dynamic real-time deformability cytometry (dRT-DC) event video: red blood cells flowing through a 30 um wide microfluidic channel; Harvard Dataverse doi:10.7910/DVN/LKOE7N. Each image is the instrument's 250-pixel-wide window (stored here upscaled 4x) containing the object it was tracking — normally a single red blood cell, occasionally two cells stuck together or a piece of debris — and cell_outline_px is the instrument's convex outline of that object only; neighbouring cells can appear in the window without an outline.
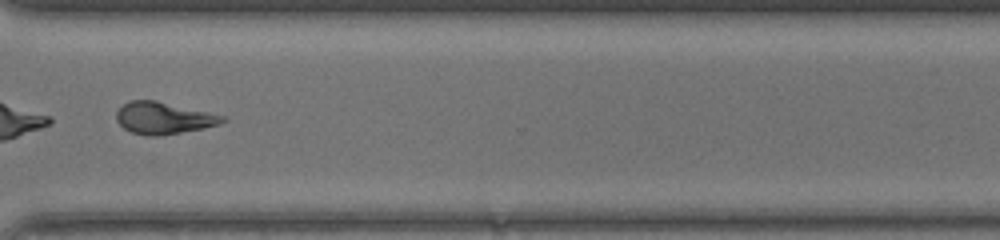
{"species": "common noctule bat (a hibernating species)", "species_latin": "Nyctalus noctula", "temperature_condition": "warm", "stored_images_in_passage": 33, "camera_frame_rate_fps": 3000, "um_per_image_px": 0.085, "animal": {"sex": "female", "body_mass_g": 17.0, "forearm_length_mm": 48.0}, "frame": {"image": 1, "passage_image": 24, "time_ms": 7.667, "image_size_px": [1000, 240], "cell_outline_px": [[228, 120], [220, 124], [204, 128], [160, 136], [148, 136], [132, 132], [124, 128], [116, 120], [116, 112], [128, 100], [156, 100], [208, 112], [224, 116]], "centroid_in_image_um": [13.9, 10.03], "position_along_channel_um": 356.7, "area_um2": 19.71}}